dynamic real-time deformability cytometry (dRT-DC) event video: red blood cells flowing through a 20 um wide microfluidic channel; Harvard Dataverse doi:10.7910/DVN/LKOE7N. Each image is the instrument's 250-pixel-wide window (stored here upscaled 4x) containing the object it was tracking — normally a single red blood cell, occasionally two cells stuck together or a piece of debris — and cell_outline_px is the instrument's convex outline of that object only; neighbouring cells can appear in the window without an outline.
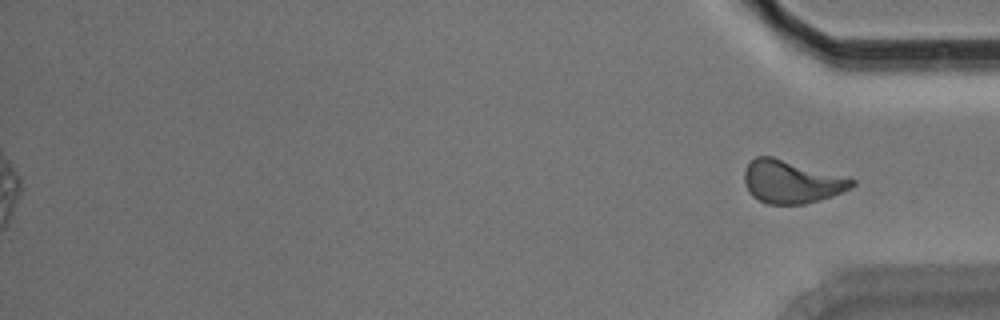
{"species": "Egyptian fruit bat (a non-hibernating species)", "species_latin": "Rousettus aegyptiacus", "temperature_condition": "room temperature", "stored_images_in_passage": 12, "segment_of_instrument_passage": [2, 2], "camera_frame_rate_fps": 3000, "um_per_image_px": 0.085, "animal": {"sex": "male"}, "frame": {"image": 1, "passage_image": 12, "time_ms": 3.667, "image_size_px": [1000, 320], "cell_outline_px": [[856, 184], [852, 188], [832, 196], [804, 204], [768, 204], [752, 196], [748, 192], [744, 184], [744, 172], [748, 164], [756, 156], [772, 156], [856, 180]], "centroid_in_image_um": [67.25, 15.46], "position_along_channel_um": 368.0, "area_um2": 26.7}}